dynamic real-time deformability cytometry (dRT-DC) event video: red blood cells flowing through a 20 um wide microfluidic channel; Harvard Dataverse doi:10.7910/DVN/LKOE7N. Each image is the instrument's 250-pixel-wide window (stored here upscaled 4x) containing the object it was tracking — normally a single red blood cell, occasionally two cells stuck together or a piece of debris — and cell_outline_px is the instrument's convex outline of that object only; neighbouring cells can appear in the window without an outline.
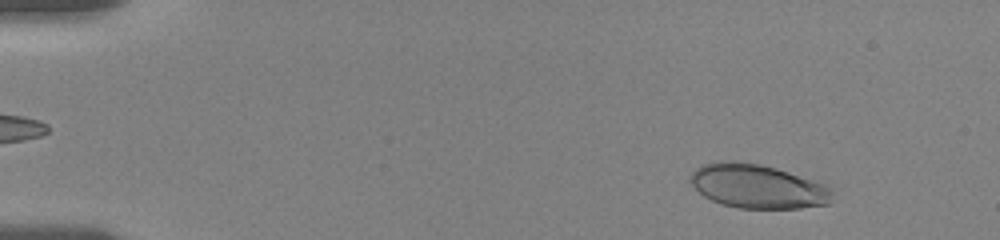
{"species": "human", "species_latin": "Homo sapiens", "temperature_condition": "room temperature", "stored_images_in_passage": 24, "camera_frame_rate_fps": 3000, "um_per_image_px": 0.085, "donor": {"sex": "female"}, "frame": {"image": 1, "passage_image": 5, "time_ms": 1.667, "image_size_px": [1000, 240], "cell_outline_px": [[832, 192], [828, 204], [800, 208], [736, 208], [712, 200], [704, 196], [688, 180], [688, 176], [696, 168], [704, 164], [724, 160], [736, 160], [760, 164], [776, 168], [824, 184]], "centroid_in_image_um": [64.34, 15.82], "position_along_channel_um": 20.7, "area_um2": 36.13}}
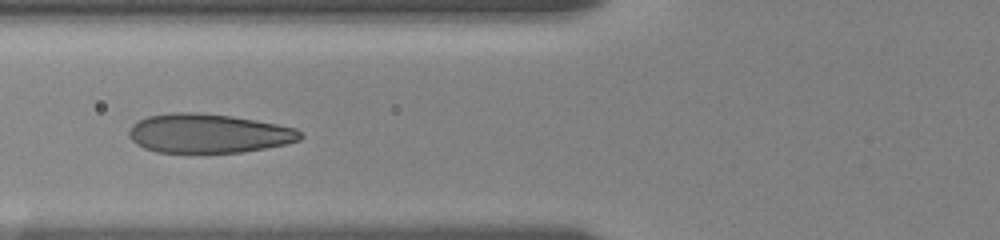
{"frame": {"image": 2, "passage_image": 19, "time_ms": 7.0, "image_size_px": [1000, 240], "cell_outline_px": [[304, 136], [300, 140], [284, 144], [244, 152], [156, 152], [144, 148], [136, 144], [128, 136], [128, 132], [132, 124], [148, 116], [172, 112], [196, 112], [232, 116], [256, 120], [296, 128]], "centroid_in_image_um": [17.7, 11.33], "position_along_channel_um": 108.1, "area_um2": 39.02}}
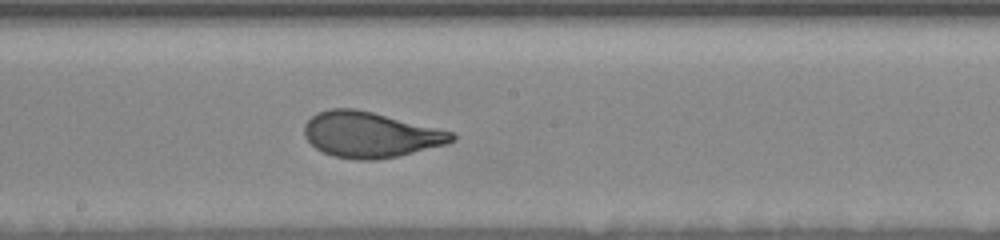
{"frame": {"image": 3, "passage_image": 24, "time_ms": 10.0, "image_size_px": [1000, 240], "cell_outline_px": [[456, 140], [448, 144], [396, 156], [376, 160], [356, 160], [332, 156], [316, 148], [304, 136], [304, 124], [316, 112], [328, 108], [352, 108], [372, 112], [452, 132], [456, 136]], "centroid_in_image_um": [31.44, 11.45], "position_along_channel_um": 216.8, "area_um2": 39.02}}